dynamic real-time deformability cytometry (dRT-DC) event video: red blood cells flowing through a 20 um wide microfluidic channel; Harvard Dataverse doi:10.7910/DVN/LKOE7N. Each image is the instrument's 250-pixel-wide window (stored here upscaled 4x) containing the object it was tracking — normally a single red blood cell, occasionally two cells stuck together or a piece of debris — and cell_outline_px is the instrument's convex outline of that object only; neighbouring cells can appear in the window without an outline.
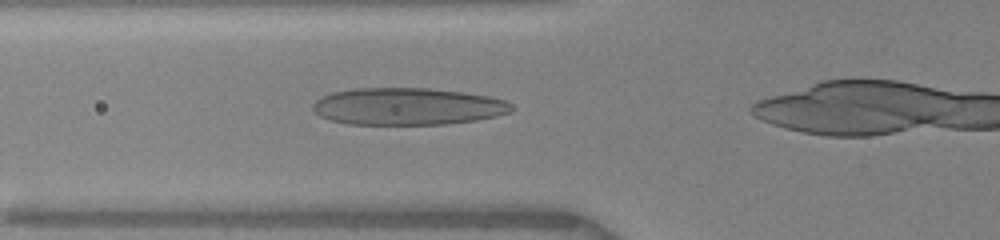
{"species": "human", "species_latin": "Homo sapiens", "temperature_condition": "warm", "stored_images_in_passage": 59, "camera_frame_rate_fps": 3000, "um_per_image_px": 0.085, "donor": {"sex": "female"}, "frame": {"image": 1, "passage_image": 23, "time_ms": 4.333, "image_size_px": [1000, 240], "cell_outline_px": [[516, 108], [508, 112], [496, 116], [476, 120], [444, 124], [348, 124], [328, 120], [320, 116], [312, 108], [312, 104], [320, 96], [332, 92], [352, 88], [428, 88], [464, 92], [488, 96], [504, 100], [512, 104]], "centroid_in_image_um": [34.61, 9.04], "position_along_channel_um": 91.2, "area_um2": 43.18}}
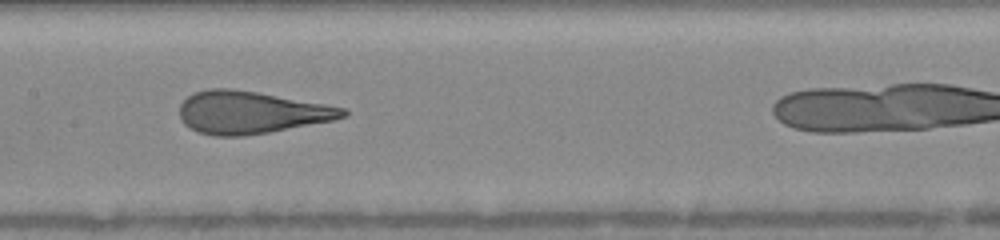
{"frame": {"image": 2, "passage_image": 37, "time_ms": 6.667, "image_size_px": [1000, 240], "cell_outline_px": [[348, 112], [344, 116], [332, 120], [268, 132], [244, 136], [212, 136], [200, 132], [184, 124], [180, 116], [180, 104], [188, 96], [196, 92], [208, 88], [228, 88], [256, 92], [324, 104], [344, 108]], "centroid_in_image_um": [21.28, 9.55], "position_along_channel_um": 186.1, "area_um2": 39.77}}
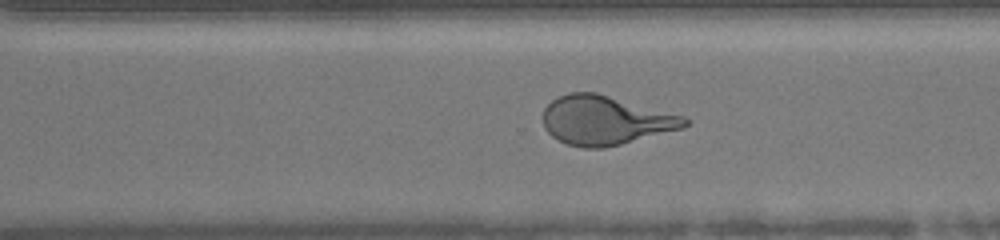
{"frame": {"image": 3, "passage_image": 54, "time_ms": 10.0, "image_size_px": [1000, 240], "cell_outline_px": [[688, 124], [684, 128], [604, 148], [584, 148], [568, 144], [552, 136], [544, 128], [544, 108], [552, 100], [568, 92], [596, 92], [684, 116], [688, 120]], "centroid_in_image_um": [51.45, 10.22], "position_along_channel_um": 319.1, "area_um2": 40.23}}